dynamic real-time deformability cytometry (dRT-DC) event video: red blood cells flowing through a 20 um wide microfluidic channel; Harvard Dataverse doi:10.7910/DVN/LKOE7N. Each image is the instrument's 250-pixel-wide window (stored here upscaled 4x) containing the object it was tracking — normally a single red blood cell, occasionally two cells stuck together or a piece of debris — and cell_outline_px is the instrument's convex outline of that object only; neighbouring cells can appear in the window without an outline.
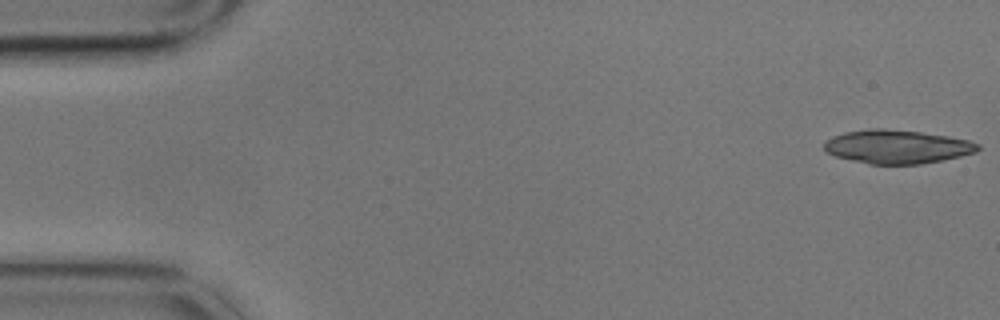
{"species": "common noctule bat (a hibernating species)", "species_latin": "Nyctalus noctula", "temperature_condition": "cold", "stored_images_in_passage": 5, "camera_frame_rate_fps": 3000, "um_per_image_px": 0.085, "animal": {"sex": "male", "body_mass_g": 17.9}, "frame": {"image": 1, "passage_image": 1, "time_ms": 0.0, "image_size_px": [1000, 320], "cell_outline_px": [[980, 148], [976, 152], [960, 156], [920, 164], [868, 164], [836, 156], [828, 152], [824, 148], [824, 140], [832, 136], [844, 132], [868, 128], [884, 128], [920, 132], [948, 136], [968, 140], [980, 144]], "centroid_in_image_um": [76.23, 12.46], "position_along_channel_um": 8.8, "area_um2": 30.11}}